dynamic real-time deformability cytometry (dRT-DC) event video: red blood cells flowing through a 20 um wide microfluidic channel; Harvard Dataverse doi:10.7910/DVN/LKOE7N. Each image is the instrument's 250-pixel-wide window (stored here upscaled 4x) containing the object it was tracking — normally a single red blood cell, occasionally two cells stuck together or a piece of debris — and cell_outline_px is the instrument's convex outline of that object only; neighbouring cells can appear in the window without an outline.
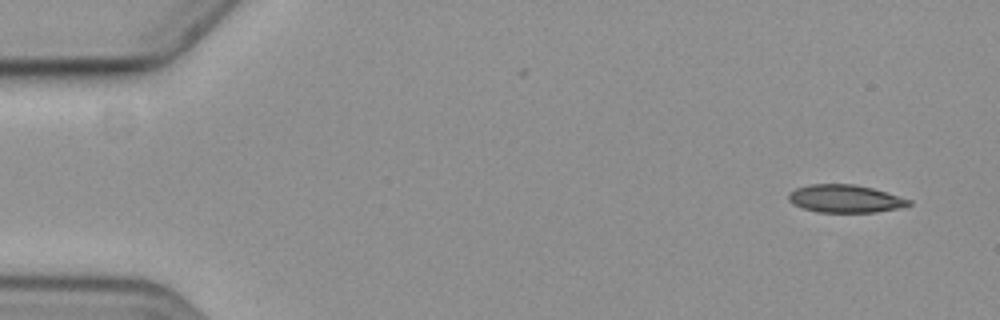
{"species": "common noctule bat (a hibernating species)", "species_latin": "Nyctalus noctula", "temperature_condition": "cold", "stored_images_in_passage": 4, "camera_frame_rate_fps": 3000, "um_per_image_px": 0.085, "animal": {"sex": "female", "body_mass_g": 19.3, "forearm_length_mm": 54.1}, "frame": {"image": 1, "passage_image": 1, "time_ms": 0.0, "image_size_px": [1000, 320], "cell_outline_px": [[912, 204], [896, 208], [876, 212], [820, 212], [804, 208], [788, 200], [788, 196], [796, 188], [812, 184], [856, 184], [872, 188], [912, 200]], "centroid_in_image_um": [71.86, 16.88], "position_along_channel_um": 13.1, "area_um2": 19.13}}